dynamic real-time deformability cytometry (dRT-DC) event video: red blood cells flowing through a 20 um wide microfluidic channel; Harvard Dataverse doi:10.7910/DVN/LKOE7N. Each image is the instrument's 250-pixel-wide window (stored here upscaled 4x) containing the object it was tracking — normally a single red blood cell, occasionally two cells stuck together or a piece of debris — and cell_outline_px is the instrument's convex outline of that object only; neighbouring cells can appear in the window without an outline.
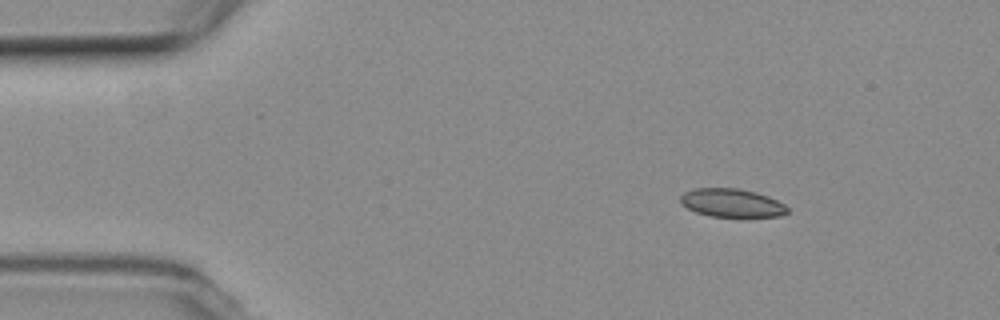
{"species": "common noctule bat (a hibernating species)", "species_latin": "Nyctalus noctula", "temperature_condition": "room temperature", "stored_images_in_passage": 4, "camera_frame_rate_fps": 3000, "um_per_image_px": 0.085, "animal": {"sex": "female", "body_mass_g": 19.3, "forearm_length_mm": 54.1}, "frame": {"image": 1, "passage_image": 1, "time_ms": 0.0, "image_size_px": [1000, 320], "cell_outline_px": [[788, 212], [780, 216], [740, 220], [708, 216], [696, 212], [680, 204], [680, 196], [684, 192], [692, 188], [740, 188], [756, 192], [768, 196], [784, 204], [788, 208]], "centroid_in_image_um": [62.22, 17.3], "position_along_channel_um": 22.8, "area_um2": 18.73}}